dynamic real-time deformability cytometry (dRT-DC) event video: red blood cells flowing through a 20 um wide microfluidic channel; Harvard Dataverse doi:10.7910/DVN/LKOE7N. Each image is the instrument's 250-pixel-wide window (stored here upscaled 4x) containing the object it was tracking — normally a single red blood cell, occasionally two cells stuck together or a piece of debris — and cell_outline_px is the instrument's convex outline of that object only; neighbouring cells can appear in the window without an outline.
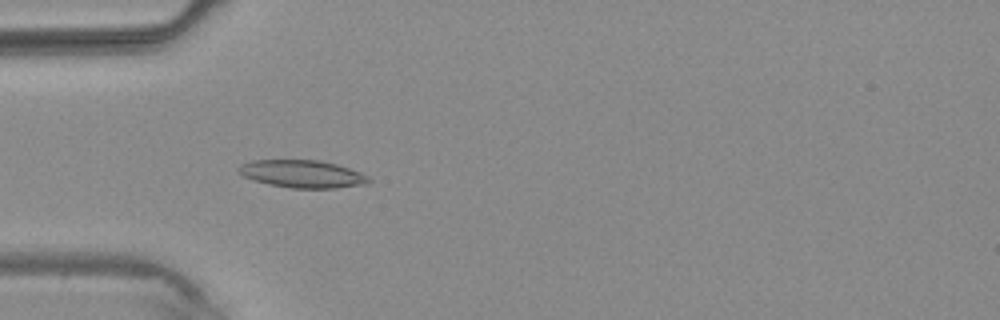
{"species": "common noctule bat (a hibernating species)", "species_latin": "Nyctalus noctula", "temperature_condition": "warm", "stored_images_in_passage": 3, "camera_frame_rate_fps": 3000, "um_per_image_px": 0.085, "animal": {"sex": "male", "body_mass_g": 20.4}, "frame": {"image": 1, "passage_image": 3, "time_ms": 3.667, "image_size_px": [1000, 320], "cell_outline_px": [[372, 180], [368, 184], [336, 188], [292, 188], [268, 184], [252, 180], [244, 176], [236, 168], [240, 164], [252, 160], [320, 160], [336, 164], [360, 172], [368, 176]], "centroid_in_image_um": [25.7, 14.78], "position_along_channel_um": 59.3, "area_um2": 21.04}}